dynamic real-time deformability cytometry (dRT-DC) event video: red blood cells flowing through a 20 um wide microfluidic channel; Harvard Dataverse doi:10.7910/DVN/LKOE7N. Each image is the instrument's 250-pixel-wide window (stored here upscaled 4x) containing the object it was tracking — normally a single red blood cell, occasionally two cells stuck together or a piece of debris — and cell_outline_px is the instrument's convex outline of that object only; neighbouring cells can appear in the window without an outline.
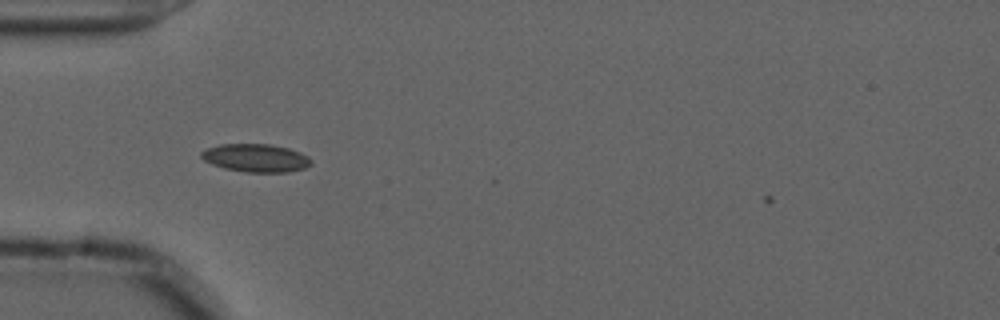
{"species": "common noctule bat (a hibernating species)", "species_latin": "Nyctalus noctula", "temperature_condition": "cold", "stored_images_in_passage": 38, "camera_frame_rate_fps": 3000, "um_per_image_px": 0.085, "animal": {"sex": "male", "forearm_length_mm": 52.5}, "frame": {"image": 1, "passage_image": 2, "time_ms": 0.333, "image_size_px": [1000, 320], "cell_outline_px": [[312, 164], [304, 168], [288, 172], [244, 172], [224, 168], [212, 164], [204, 160], [200, 156], [200, 152], [208, 148], [220, 144], [268, 144], [288, 148], [300, 152], [308, 156], [312, 160]], "centroid_in_image_um": [21.75, 13.43], "position_along_channel_um": 63.3, "area_um2": 17.98}}
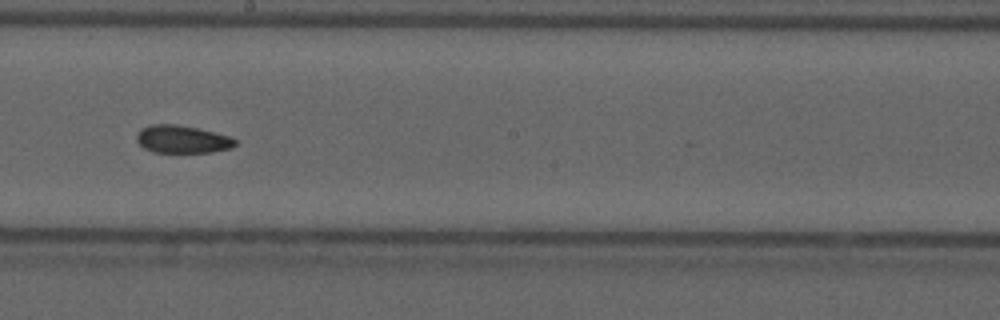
{"frame": {"image": 2, "passage_image": 16, "time_ms": 5.0, "image_size_px": [1000, 320], "cell_outline_px": [[236, 144], [232, 148], [212, 152], [152, 152], [144, 148], [136, 140], [136, 136], [140, 128], [152, 124], [176, 124], [196, 128], [228, 136], [236, 140]], "centroid_in_image_um": [15.45, 11.84], "position_along_channel_um": 232.7, "area_um2": 15.84}}
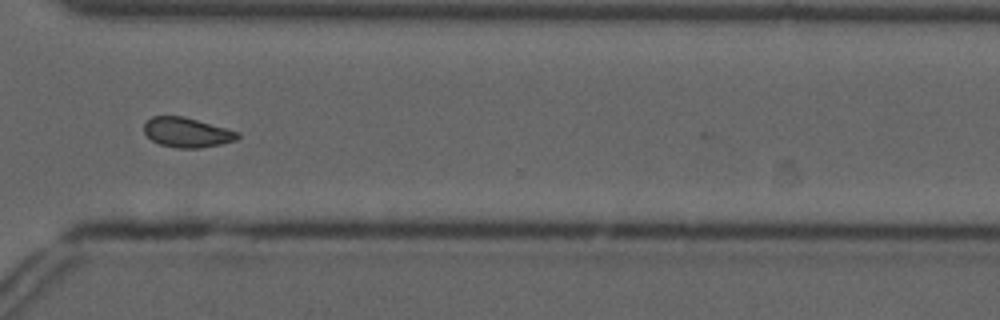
{"frame": {"image": 3, "passage_image": 26, "time_ms": 8.333, "image_size_px": [1000, 320], "cell_outline_px": [[240, 136], [236, 140], [220, 144], [200, 148], [176, 148], [160, 144], [152, 140], [144, 132], [144, 124], [152, 116], [184, 116], [240, 132]], "centroid_in_image_um": [15.9, 11.25], "position_along_channel_um": 354.7, "area_um2": 16.18}, "authors_computed_cell_mechanics": {"area_um2": 16.184, "velocity_mm_per_s": 3.6722, "shape_relaxation_time_tau1_ms": null, "shape_relaxation_time_tau2_ms": 4.7766, "deformation_change_tau1": null, "deformation_change_tau2": 0.0839}}